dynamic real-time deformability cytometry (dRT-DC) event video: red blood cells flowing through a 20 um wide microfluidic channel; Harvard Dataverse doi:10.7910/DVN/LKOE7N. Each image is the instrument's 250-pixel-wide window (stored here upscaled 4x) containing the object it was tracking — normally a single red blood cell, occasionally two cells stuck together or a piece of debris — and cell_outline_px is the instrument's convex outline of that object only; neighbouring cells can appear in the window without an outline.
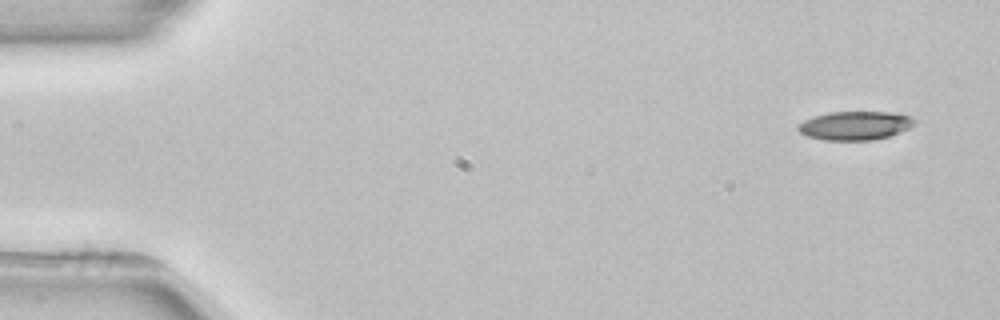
{"species": "common noctule bat (a hibernating species)", "species_latin": "Nyctalus noctula", "temperature_condition": "room temperature", "stored_images_in_passage": 3, "camera_frame_rate_fps": 3000, "um_per_image_px": 0.085, "animal": {"sex": "female", "body_mass_g": 22.7, "forearm_length_mm": 54.2}, "frame": {"image": 1, "passage_image": 1, "time_ms": 0.0, "image_size_px": [1000, 320], "cell_outline_px": [[916, 124], [908, 128], [888, 136], [872, 140], [824, 140], [808, 136], [800, 132], [796, 128], [804, 120], [812, 116], [828, 112], [888, 112], [912, 116], [916, 120]], "centroid_in_image_um": [72.68, 10.66], "position_along_channel_um": 12.3, "area_um2": 19.42}}
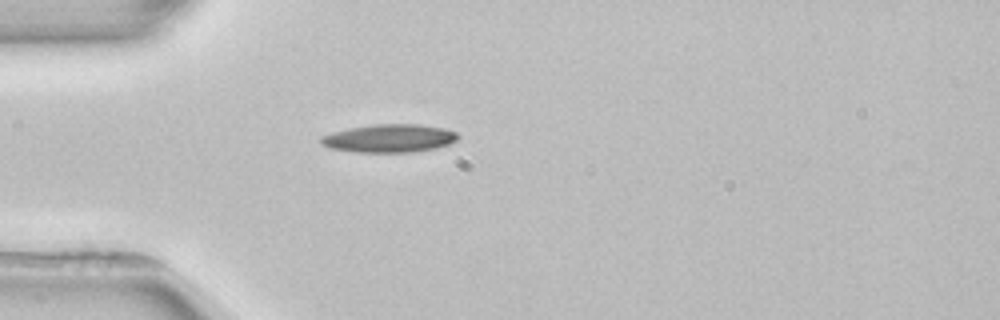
{"frame": {"image": 2, "passage_image": 3, "time_ms": 4.0, "image_size_px": [1000, 320], "cell_outline_px": [[460, 136], [456, 140], [448, 144], [436, 148], [412, 152], [356, 152], [328, 148], [320, 144], [320, 136], [332, 132], [348, 128], [372, 124], [416, 124], [444, 128], [456, 132]], "centroid_in_image_um": [33.05, 11.75], "position_along_channel_um": 51.9, "area_um2": 22.6}}